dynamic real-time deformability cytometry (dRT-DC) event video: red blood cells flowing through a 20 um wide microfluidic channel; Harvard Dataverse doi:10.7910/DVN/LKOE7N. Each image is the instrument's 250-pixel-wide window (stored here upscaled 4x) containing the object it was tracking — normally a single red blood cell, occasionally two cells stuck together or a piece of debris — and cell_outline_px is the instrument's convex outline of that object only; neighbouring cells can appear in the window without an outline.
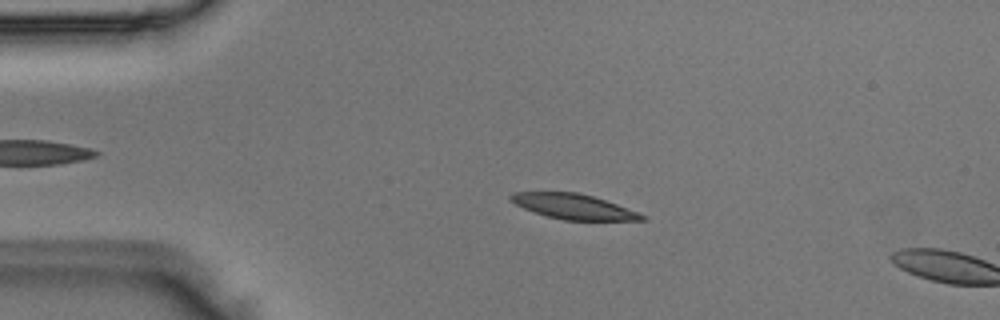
{"species": "Egyptian fruit bat (a non-hibernating species)", "species_latin": "Rousettus aegyptiacus", "temperature_condition": "room temperature", "stored_images_in_passage": 3, "camera_frame_rate_fps": 3000, "um_per_image_px": 0.085, "animal": {"sex": "male"}, "frame": {"image": 1, "passage_image": 2, "time_ms": 0.333, "image_size_px": [1000, 320], "cell_outline_px": [[648, 220], [564, 220], [548, 216], [524, 208], [508, 200], [508, 196], [512, 192], [576, 192], [592, 196], [640, 212], [648, 216]], "centroid_in_image_um": [48.78, 17.55], "position_along_channel_um": 36.2, "area_um2": 19.13}}